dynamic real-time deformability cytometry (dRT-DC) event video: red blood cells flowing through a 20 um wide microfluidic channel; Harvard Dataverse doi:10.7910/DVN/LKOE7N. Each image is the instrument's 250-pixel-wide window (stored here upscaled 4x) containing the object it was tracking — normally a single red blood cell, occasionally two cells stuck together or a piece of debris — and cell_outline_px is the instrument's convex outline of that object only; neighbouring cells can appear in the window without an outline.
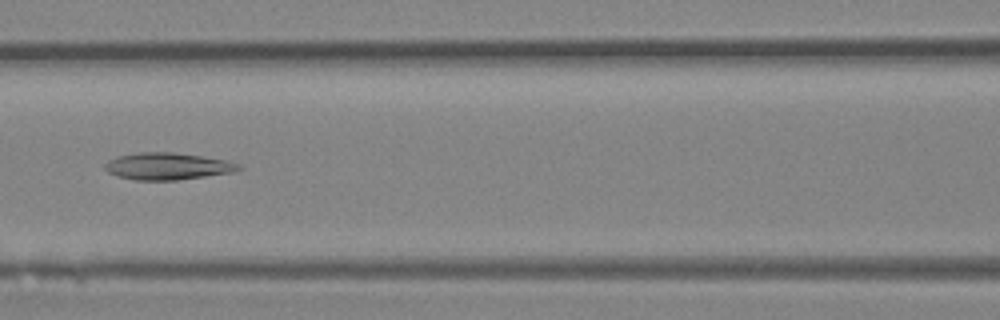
{"species": "Egyptian fruit bat (a non-hibernating species)", "species_latin": "Rousettus aegyptiacus", "temperature_condition": "room temperature", "stored_images_in_passage": 28, "camera_frame_rate_fps": 3000, "um_per_image_px": 0.085, "animal": {"sex": "female"}, "frame": {"image": 1, "passage_image": 9, "time_ms": 2.667, "image_size_px": [1000, 320], "cell_outline_px": [[244, 168], [236, 172], [176, 180], [136, 180], [116, 176], [108, 172], [104, 168], [104, 164], [108, 160], [116, 156], [140, 152], [172, 152], [228, 160], [244, 164]], "centroid_in_image_um": [14.29, 14.13], "position_along_channel_um": 152.3, "area_um2": 21.33}}
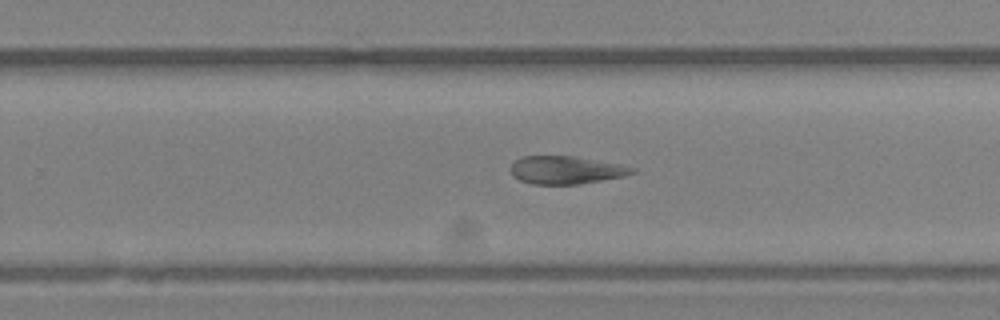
{"frame": {"image": 2, "passage_image": 17, "time_ms": 5.333, "image_size_px": [1000, 320], "cell_outline_px": [[636, 172], [624, 176], [580, 184], [532, 184], [520, 180], [512, 176], [508, 168], [516, 160], [524, 156], [576, 156], [620, 164], [636, 168]], "centroid_in_image_um": [48.1, 14.45], "position_along_channel_um": 281.7, "area_um2": 19.88}}
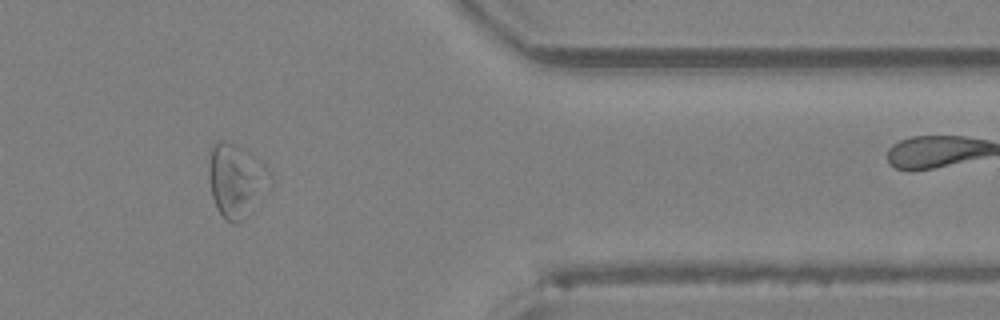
{"frame": {"image": 3, "passage_image": 25, "time_ms": 8.0, "image_size_px": [1000, 320], "cell_outline_px": [[272, 188], [252, 212], [244, 220], [236, 224], [232, 224], [224, 220], [216, 208], [212, 196], [208, 172], [208, 168], [212, 144], [220, 140], [228, 140], [244, 148], [256, 156], [268, 168], [272, 176]], "centroid_in_image_um": [20.14, 15.36], "position_along_channel_um": 391.3, "area_um2": 27.4}}